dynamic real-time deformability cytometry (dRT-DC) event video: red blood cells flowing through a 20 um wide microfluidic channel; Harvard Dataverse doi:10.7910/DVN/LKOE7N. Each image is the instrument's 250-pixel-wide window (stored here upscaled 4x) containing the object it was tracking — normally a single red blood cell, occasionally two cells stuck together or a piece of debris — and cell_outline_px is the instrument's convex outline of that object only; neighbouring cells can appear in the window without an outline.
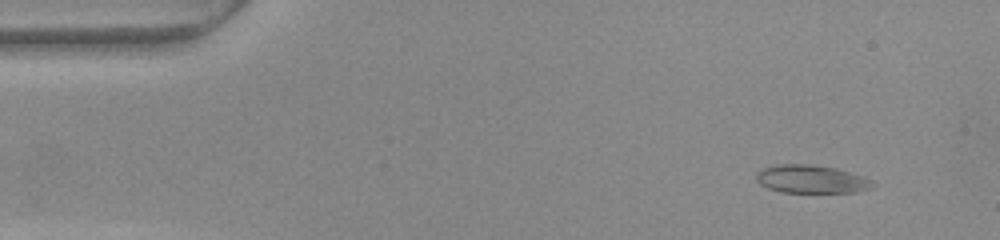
{"species": "common noctule bat (a hibernating species)", "species_latin": "Nyctalus noctula", "temperature_condition": "warm", "stored_images_in_passage": 49, "camera_frame_rate_fps": 3000, "um_per_image_px": 0.085, "animal": {"sex": "female", "body_mass_g": 22.0, "forearm_length_mm": 56.7}, "frame": {"image": 1, "passage_image": 2, "time_ms": 0.333, "image_size_px": [1000, 240], "cell_outline_px": [[872, 188], [856, 192], [780, 192], [768, 188], [760, 184], [756, 180], [756, 172], [764, 168], [776, 164], [808, 164], [836, 168], [864, 176], [872, 184]], "centroid_in_image_um": [68.91, 15.22], "position_along_channel_um": 16.1, "area_um2": 18.96}}
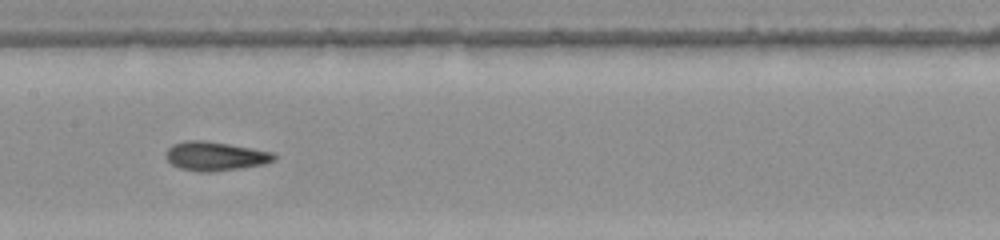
{"frame": {"image": 2, "passage_image": 23, "time_ms": 7.333, "image_size_px": [1000, 240], "cell_outline_px": [[276, 160], [264, 164], [240, 168], [208, 172], [196, 172], [180, 168], [172, 164], [168, 160], [168, 148], [172, 144], [188, 140], [204, 140], [252, 148], [272, 152], [276, 156]], "centroid_in_image_um": [18.31, 13.27], "position_along_channel_um": 189.1, "area_um2": 18.09}}
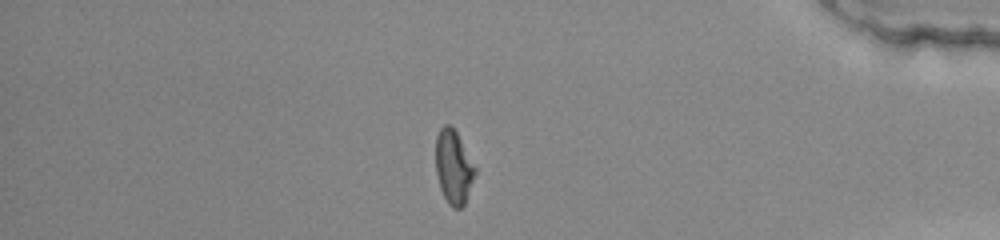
{"frame": {"image": 3, "passage_image": 42, "time_ms": 13.667, "image_size_px": [1000, 240], "cell_outline_px": [[476, 172], [464, 204], [460, 208], [452, 208], [448, 204], [440, 188], [436, 172], [436, 136], [440, 128], [444, 124], [448, 124], [456, 132], [476, 168]], "centroid_in_image_um": [38.54, 14.2], "position_along_channel_um": 396.7, "area_um2": 16.65}}